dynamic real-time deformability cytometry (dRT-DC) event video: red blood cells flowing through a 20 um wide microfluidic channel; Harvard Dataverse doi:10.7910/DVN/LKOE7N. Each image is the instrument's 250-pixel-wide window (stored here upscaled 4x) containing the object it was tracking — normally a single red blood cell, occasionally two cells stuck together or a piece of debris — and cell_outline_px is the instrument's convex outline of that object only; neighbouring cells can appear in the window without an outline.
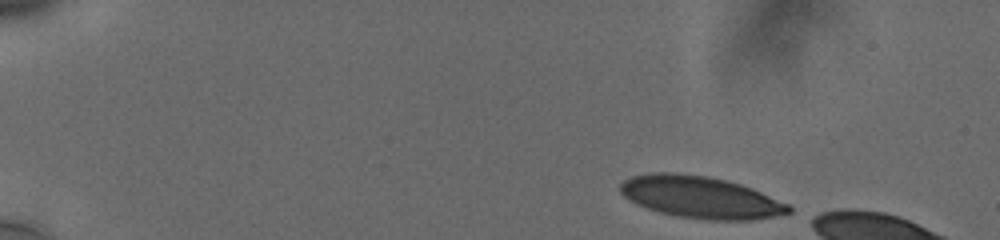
{"species": "human", "species_latin": "Homo sapiens", "temperature_condition": "cold", "stored_images_in_passage": 7, "camera_frame_rate_fps": 3000, "um_per_image_px": 0.085, "donor": {"sex": "male"}, "frame": {"image": 1, "passage_image": 1, "time_ms": 0.0, "image_size_px": [1000, 240], "cell_outline_px": [[792, 212], [752, 220], [708, 220], [680, 216], [660, 212], [636, 204], [624, 196], [620, 192], [620, 184], [624, 180], [632, 176], [652, 172], [672, 172], [708, 176], [740, 184], [752, 188], [788, 204], [792, 208]], "centroid_in_image_um": [59.53, 16.76], "position_along_channel_um": 25.5, "area_um2": 40.92}}